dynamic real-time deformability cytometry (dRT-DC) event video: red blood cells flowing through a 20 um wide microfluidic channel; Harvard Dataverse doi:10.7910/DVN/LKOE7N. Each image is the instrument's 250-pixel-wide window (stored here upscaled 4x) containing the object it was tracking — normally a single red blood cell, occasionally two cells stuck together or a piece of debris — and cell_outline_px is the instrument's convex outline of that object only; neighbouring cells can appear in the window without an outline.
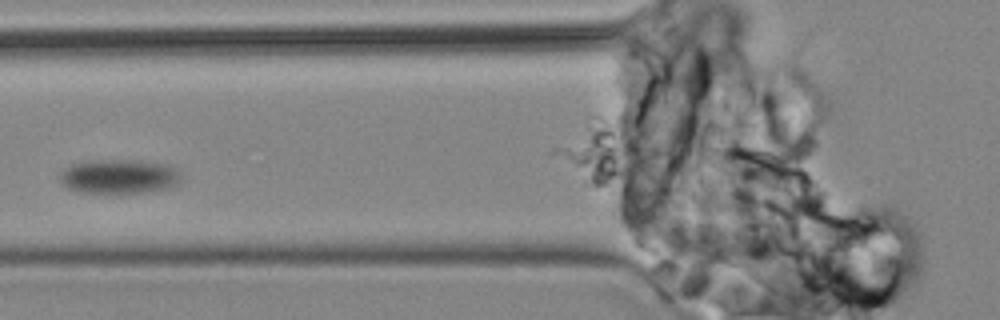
{"species": "common noctule bat (a hibernating species)", "species_latin": "Nyctalus noctula", "temperature_condition": "cold", "stored_images_in_passage": 4, "camera_frame_rate_fps": 3000, "um_per_image_px": 0.085, "animal": {"sex": "male", "body_mass_g": 19.2, "forearm_length_mm": 51.8}, "frame": {"image": 1, "passage_image": 3, "time_ms": 2.333, "image_size_px": [1000, 320], "cell_outline_px": [[180, 180], [176, 184], [164, 188], [144, 192], [112, 196], [76, 192], [68, 188], [60, 180], [60, 172], [64, 168], [72, 164], [88, 160], [140, 160], [168, 164], [176, 168], [180, 172]], "centroid_in_image_um": [10.07, 15.03], "position_along_channel_um": 115.7, "area_um2": 25.14}}